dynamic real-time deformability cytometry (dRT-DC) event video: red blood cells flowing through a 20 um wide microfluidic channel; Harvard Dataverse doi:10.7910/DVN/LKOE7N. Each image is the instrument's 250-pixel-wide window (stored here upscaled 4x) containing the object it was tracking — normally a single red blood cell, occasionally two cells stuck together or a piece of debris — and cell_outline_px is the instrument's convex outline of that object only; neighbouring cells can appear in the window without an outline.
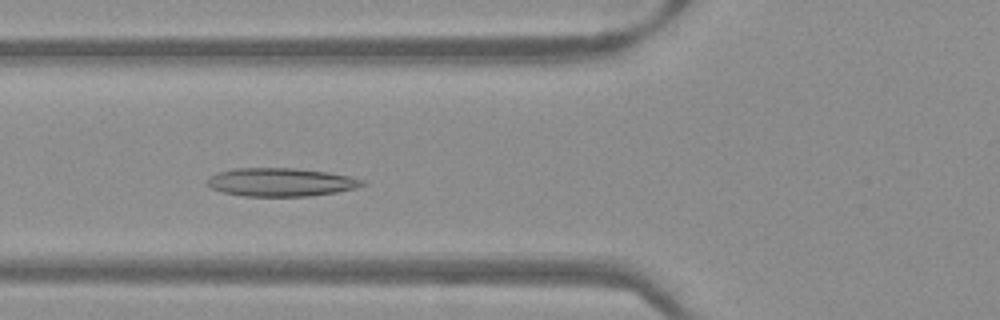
{"species": "Egyptian fruit bat (a non-hibernating species)", "species_latin": "Rousettus aegyptiacus", "temperature_condition": "warm", "stored_images_in_passage": 49, "camera_frame_rate_fps": 3000, "um_per_image_px": 0.085, "frame": {"image": 1, "passage_image": 17, "time_ms": 5.333, "image_size_px": [1000, 320], "cell_outline_px": [[364, 184], [356, 188], [336, 192], [308, 196], [244, 196], [224, 192], [212, 188], [204, 184], [208, 176], [216, 172], [236, 168], [296, 168], [328, 172], [348, 176], [364, 180]], "centroid_in_image_um": [23.81, 15.48], "position_along_channel_um": 102.0, "area_um2": 25.66}}
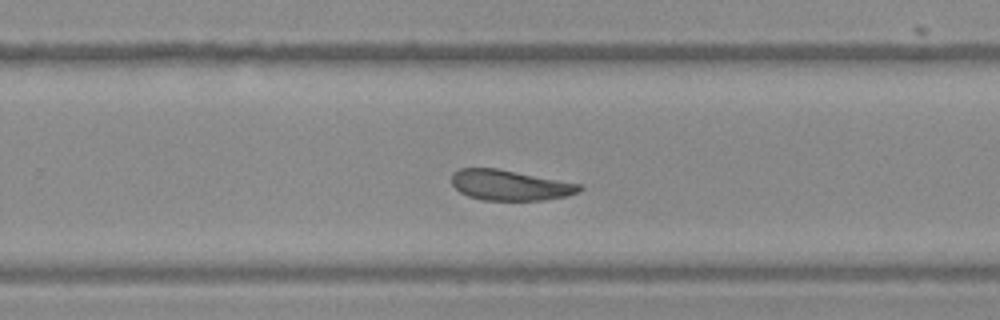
{"frame": {"image": 2, "passage_image": 31, "time_ms": 10.0, "image_size_px": [1000, 320], "cell_outline_px": [[584, 188], [580, 192], [568, 196], [544, 200], [484, 200], [468, 196], [460, 192], [452, 184], [452, 172], [460, 168], [496, 168], [580, 184]], "centroid_in_image_um": [43.35, 15.74], "position_along_channel_um": 286.5, "area_um2": 22.6}}
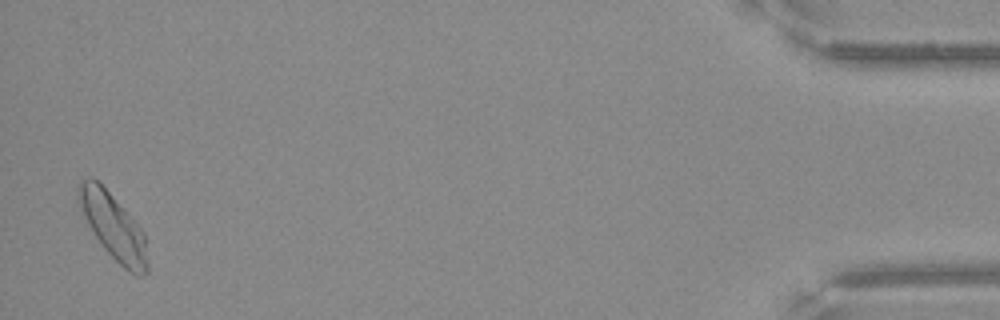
{"frame": {"image": 3, "passage_image": 48, "time_ms": 15.667, "image_size_px": [1000, 320], "cell_outline_px": [[148, 272], [144, 276], [136, 276], [128, 272], [100, 244], [88, 224], [76, 200], [76, 188], [88, 176], [92, 176], [108, 192], [144, 232], [148, 264]], "centroid_in_image_um": [9.62, 19.28], "position_along_channel_um": 425.6, "area_um2": 26.13}}